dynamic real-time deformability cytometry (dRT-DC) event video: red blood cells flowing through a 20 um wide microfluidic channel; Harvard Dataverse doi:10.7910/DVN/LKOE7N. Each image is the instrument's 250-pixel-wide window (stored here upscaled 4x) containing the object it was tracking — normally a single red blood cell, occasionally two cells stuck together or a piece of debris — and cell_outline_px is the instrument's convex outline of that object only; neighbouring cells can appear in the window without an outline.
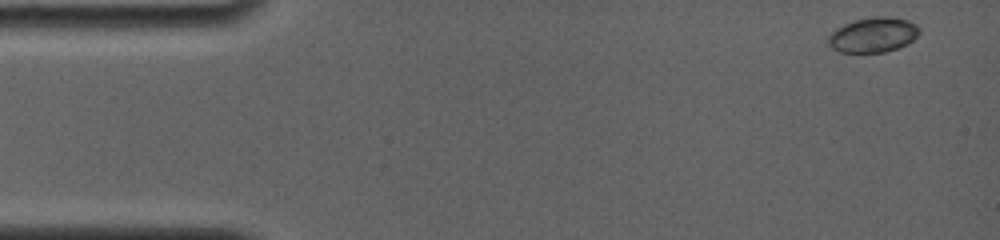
{"species": "common noctule bat (a hibernating species)", "species_latin": "Nyctalus noctula", "temperature_condition": "room temperature", "stored_images_in_passage": 51, "camera_frame_rate_fps": 4000, "um_per_image_px": 0.085, "animal": {"sex": "female", "body_mass_g": 19.0, "forearm_length_mm": 56.7}, "frame": {"image": 1, "passage_image": 1, "time_ms": 0.0, "image_size_px": [1000, 240], "cell_outline_px": [[920, 32], [908, 44], [884, 52], [840, 52], [832, 48], [828, 44], [828, 36], [836, 28], [844, 24], [856, 20], [872, 16], [888, 16], [908, 20], [916, 24], [920, 28]], "centroid_in_image_um": [74.22, 2.95], "position_along_channel_um": 10.8, "area_um2": 18.55}}
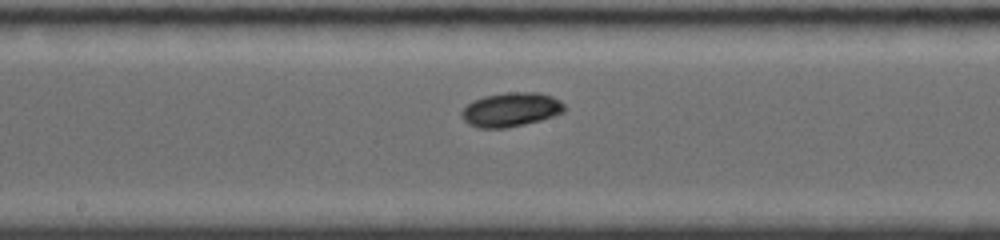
{"frame": {"image": 2, "passage_image": 22, "time_ms": 8.0, "image_size_px": [1000, 240], "cell_outline_px": [[564, 112], [540, 120], [524, 124], [504, 128], [480, 128], [468, 124], [460, 116], [460, 112], [472, 100], [484, 96], [504, 92], [540, 92], [552, 96], [560, 100], [564, 104]], "centroid_in_image_um": [43.41, 9.3], "position_along_channel_um": 204.8, "area_um2": 20.52}}
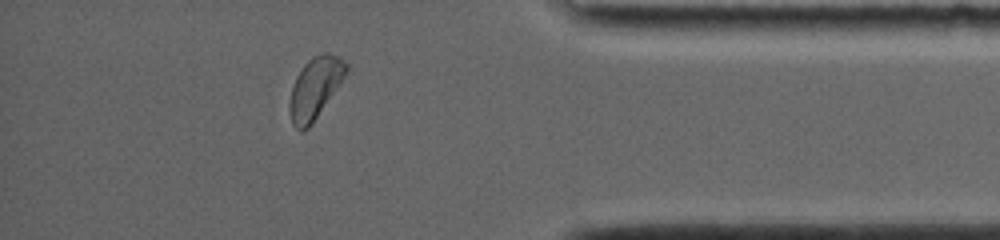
{"frame": {"image": 3, "passage_image": 44, "time_ms": 13.75, "image_size_px": [1000, 240], "cell_outline_px": [[348, 68], [344, 76], [336, 88], [308, 128], [300, 132], [292, 124], [288, 108], [292, 88], [296, 76], [304, 64], [312, 56], [324, 52], [328, 52], [344, 60], [348, 64]], "centroid_in_image_um": [26.75, 7.46], "position_along_channel_um": 408.5, "area_um2": 19.77}, "authors_computed_cell_mechanics": {"area_um2": 19.1896, "velocity_mm_per_s": 3.8019, "shape_relaxation_time_tau1_ms": 11.1387, "shape_relaxation_time_tau2_ms": null, "deformation_change_tau1": 0.245, "deformation_change_tau2": null}}